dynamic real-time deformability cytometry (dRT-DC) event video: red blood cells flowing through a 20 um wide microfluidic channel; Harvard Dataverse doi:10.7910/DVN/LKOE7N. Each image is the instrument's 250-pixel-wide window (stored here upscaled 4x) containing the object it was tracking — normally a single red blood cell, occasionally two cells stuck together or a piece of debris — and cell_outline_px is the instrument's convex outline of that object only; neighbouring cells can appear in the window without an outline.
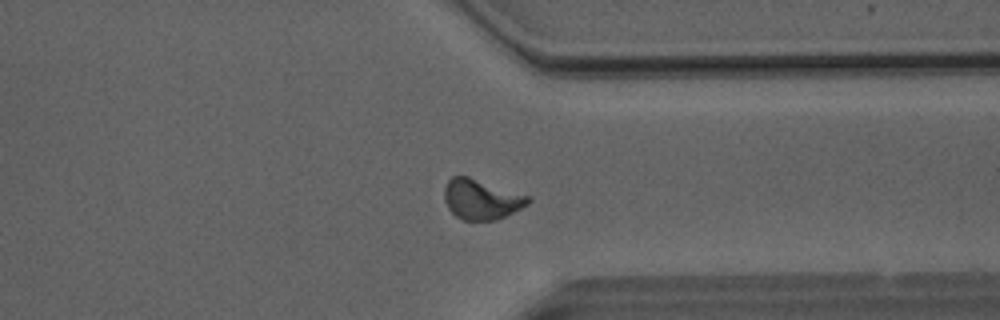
{"species": "Egyptian fruit bat (a non-hibernating species)", "species_latin": "Rousettus aegyptiacus", "temperature_condition": "room temperature", "stored_images_in_passage": 45, "camera_frame_rate_fps": 3000, "um_per_image_px": 0.085, "animal": {"sex": "male"}, "frame": {"image": 1, "passage_image": 33, "time_ms": 10.667, "image_size_px": [1000, 320], "cell_outline_px": [[532, 200], [528, 204], [496, 220], [464, 220], [456, 216], [448, 208], [444, 200], [444, 188], [448, 180], [452, 176], [468, 176], [532, 196]], "centroid_in_image_um": [40.92, 16.92], "position_along_channel_um": 370.5, "area_um2": 19.65}}
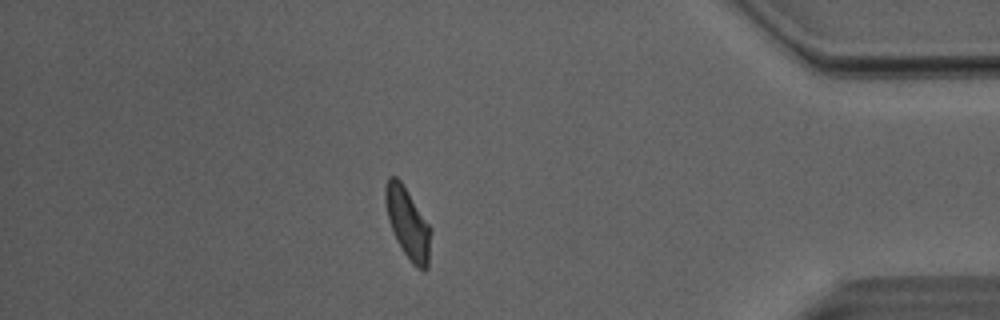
{"frame": {"image": 2, "passage_image": 38, "time_ms": 12.333, "image_size_px": [1000, 320], "cell_outline_px": [[432, 232], [428, 268], [424, 272], [416, 268], [412, 264], [396, 240], [388, 220], [384, 200], [384, 188], [388, 176], [396, 176], [400, 180], [432, 228]], "centroid_in_image_um": [34.67, 19.0], "position_along_channel_um": 400.5, "area_um2": 19.07}}
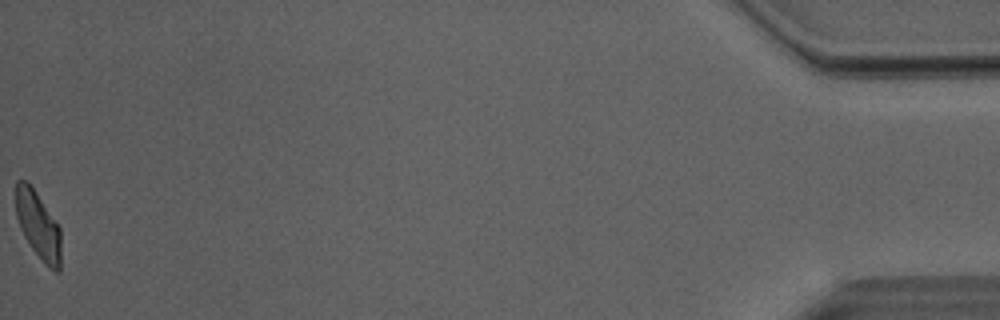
{"frame": {"image": 3, "passage_image": 45, "time_ms": 14.667, "image_size_px": [1000, 320], "cell_outline_px": [[60, 272], [52, 272], [44, 264], [32, 248], [24, 236], [20, 228], [16, 216], [16, 180], [28, 180], [60, 228]], "centroid_in_image_um": [3.24, 19.17], "position_along_channel_um": 432.0, "area_um2": 17.74}, "authors_computed_cell_mechanics": {"area_um2": 19.074, "velocity_mm_per_s": 4.0212, "shape_relaxation_time_tau1_ms": 4.6097, "shape_relaxation_time_tau2_ms": 1.665, "deformation_change_tau1": 0.1614, "deformation_change_tau2": 0.0749}}